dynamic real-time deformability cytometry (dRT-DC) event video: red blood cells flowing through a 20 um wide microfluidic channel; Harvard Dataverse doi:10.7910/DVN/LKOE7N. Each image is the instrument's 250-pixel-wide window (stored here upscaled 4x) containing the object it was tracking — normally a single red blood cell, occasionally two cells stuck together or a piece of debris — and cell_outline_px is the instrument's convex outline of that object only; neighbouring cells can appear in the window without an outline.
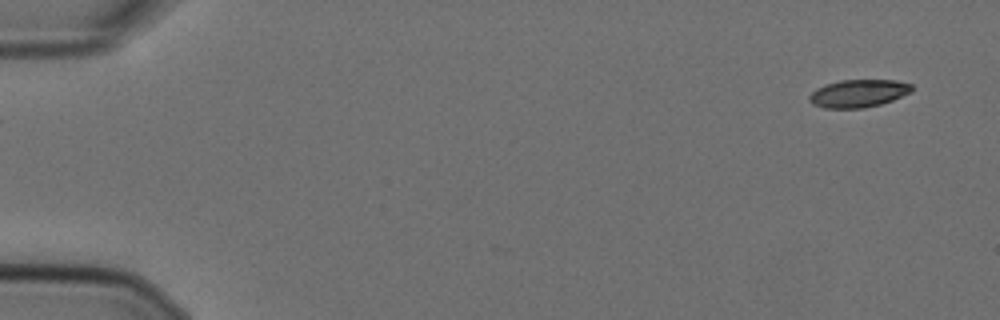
{"species": "Egyptian fruit bat (a non-hibernating species)", "species_latin": "Rousettus aegyptiacus", "temperature_condition": "cold", "stored_images_in_passage": 23, "camera_frame_rate_fps": 3000, "um_per_image_px": 0.085, "animal": {"sex": "female"}, "frame": {"image": 1, "passage_image": 1, "time_ms": 0.0, "image_size_px": [1000, 320], "cell_outline_px": [[912, 92], [892, 100], [880, 104], [864, 108], [824, 108], [812, 104], [808, 100], [808, 96], [816, 88], [840, 80], [896, 80], [912, 84]], "centroid_in_image_um": [72.96, 7.94], "position_along_channel_um": 12.0, "area_um2": 16.59}}
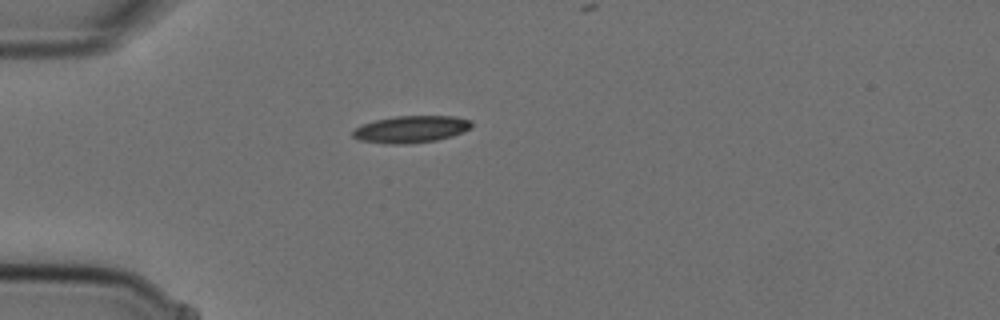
{"frame": {"image": 2, "passage_image": 14, "time_ms": 4.333, "image_size_px": [1000, 320], "cell_outline_px": [[472, 128], [464, 132], [452, 136], [436, 140], [404, 144], [384, 144], [360, 140], [352, 136], [352, 132], [356, 128], [364, 124], [376, 120], [396, 116], [456, 116], [472, 120]], "centroid_in_image_um": [34.98, 10.98], "position_along_channel_um": 50.0, "area_um2": 18.73}}